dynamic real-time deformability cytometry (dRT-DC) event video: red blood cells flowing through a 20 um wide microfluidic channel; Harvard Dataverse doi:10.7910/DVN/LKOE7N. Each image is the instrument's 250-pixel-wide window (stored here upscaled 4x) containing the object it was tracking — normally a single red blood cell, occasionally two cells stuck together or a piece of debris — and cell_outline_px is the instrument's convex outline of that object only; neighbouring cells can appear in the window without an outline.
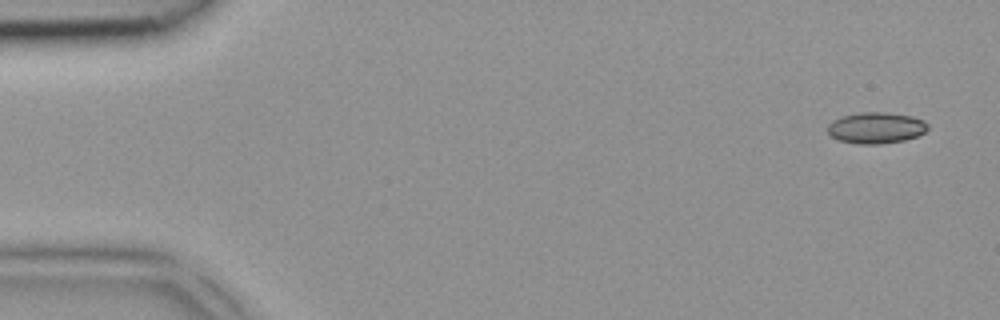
{"species": "common noctule bat (a hibernating species)", "species_latin": "Nyctalus noctula", "temperature_condition": "room temperature", "stored_images_in_passage": 5, "camera_frame_rate_fps": 3000, "um_per_image_px": 0.085, "animal": {"sex": "female", "body_mass_g": 18.4}, "frame": {"image": 1, "passage_image": 1, "time_ms": 0.0, "image_size_px": [1000, 320], "cell_outline_px": [[928, 128], [924, 132], [916, 136], [904, 140], [880, 144], [860, 144], [836, 140], [828, 132], [828, 124], [832, 120], [840, 116], [860, 112], [884, 112], [912, 116], [924, 120], [928, 124]], "centroid_in_image_um": [74.44, 10.86], "position_along_channel_um": 10.6, "area_um2": 18.32}}
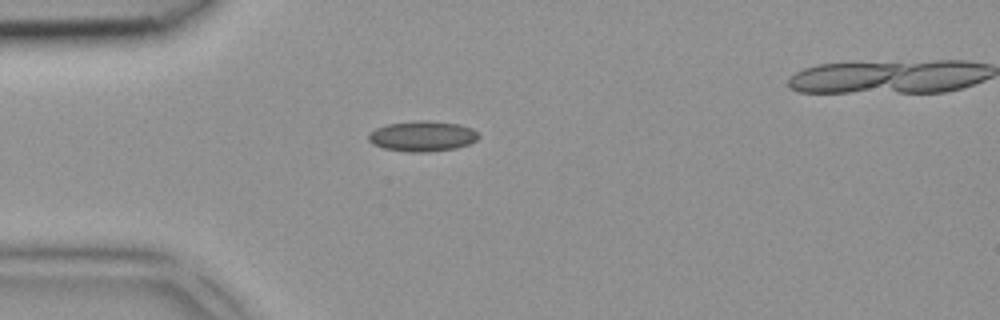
{"frame": {"image": 2, "passage_image": 3, "time_ms": 0.667, "image_size_px": [1000, 320], "cell_outline_px": [[480, 136], [476, 140], [468, 144], [456, 148], [428, 152], [408, 152], [384, 148], [372, 144], [368, 140], [368, 132], [376, 128], [388, 124], [412, 120], [428, 120], [460, 124], [472, 128]], "centroid_in_image_um": [35.88, 11.56], "position_along_channel_um": 49.1, "area_um2": 19.71}}